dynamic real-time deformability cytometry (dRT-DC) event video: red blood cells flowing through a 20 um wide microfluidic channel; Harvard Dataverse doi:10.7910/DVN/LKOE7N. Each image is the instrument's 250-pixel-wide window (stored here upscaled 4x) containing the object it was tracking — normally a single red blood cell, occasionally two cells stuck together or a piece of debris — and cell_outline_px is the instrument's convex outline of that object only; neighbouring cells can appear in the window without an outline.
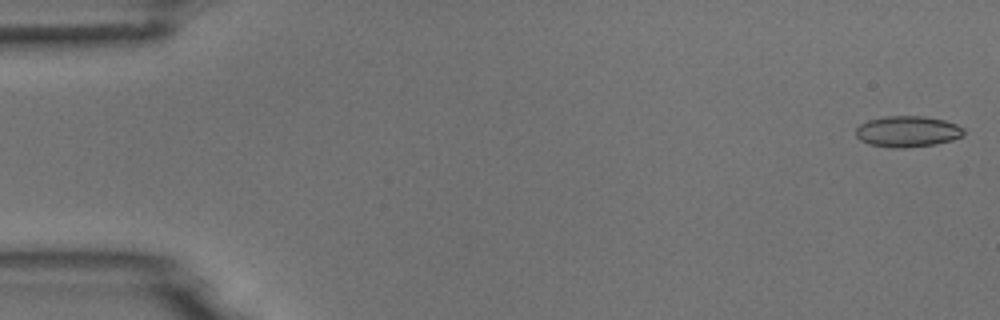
{"species": "common noctule bat (a hibernating species)", "species_latin": "Nyctalus noctula", "temperature_condition": "room temperature", "stored_images_in_passage": 53, "camera_frame_rate_fps": 3000, "um_per_image_px": 0.085, "animal": {"sex": "male", "body_mass_g": 18.8}, "frame": {"image": 1, "passage_image": 1, "time_ms": 0.0, "image_size_px": [1000, 320], "cell_outline_px": [[964, 136], [952, 140], [936, 144], [904, 148], [892, 148], [868, 144], [860, 140], [856, 136], [856, 128], [860, 124], [868, 120], [884, 116], [924, 116], [944, 120], [956, 124], [964, 128]], "centroid_in_image_um": [77.14, 11.18], "position_along_channel_um": 7.9, "area_um2": 19.71}}
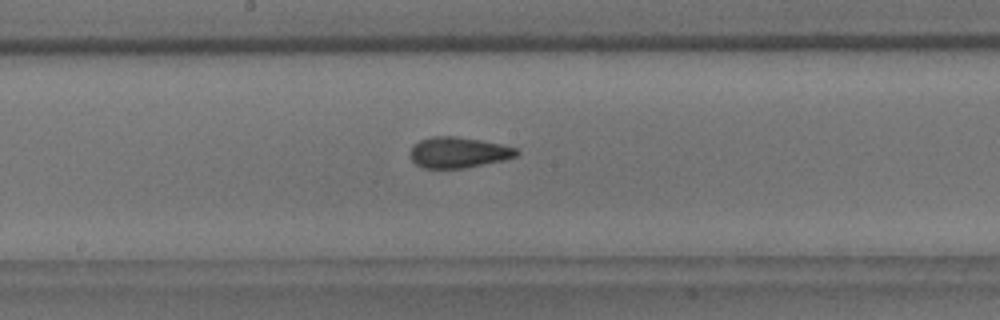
{"frame": {"image": 2, "passage_image": 28, "time_ms": 9.0, "image_size_px": [1000, 320], "cell_outline_px": [[520, 152], [516, 156], [504, 160], [464, 168], [424, 168], [416, 164], [412, 160], [412, 148], [420, 140], [432, 136], [456, 136], [480, 140], [500, 144], [516, 148]], "centroid_in_image_um": [38.99, 12.96], "position_along_channel_um": 209.2, "area_um2": 18.84}}
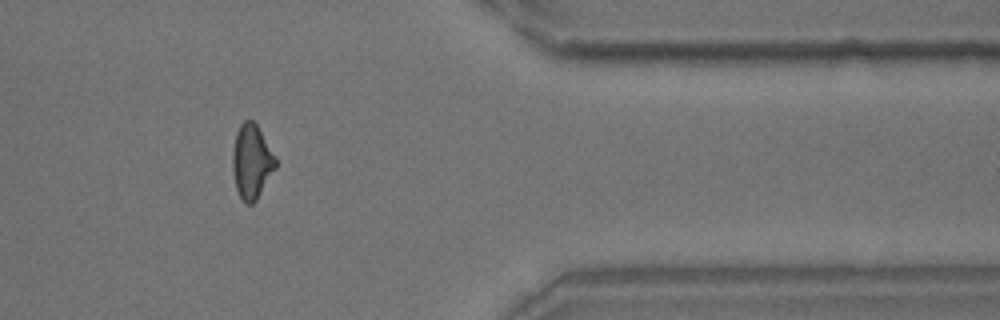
{"frame": {"image": 3, "passage_image": 44, "time_ms": 14.333, "image_size_px": [1000, 320], "cell_outline_px": [[276, 168], [256, 200], [252, 204], [244, 204], [236, 188], [232, 172], [232, 152], [236, 132], [240, 124], [244, 120], [252, 120], [256, 124], [276, 156]], "centroid_in_image_um": [21.38, 13.74], "position_along_channel_um": 390.0, "area_um2": 18.73}, "authors_computed_cell_mechanics": {"area_um2": 19.074, "velocity_mm_per_s": 3.7729, "shape_relaxation_time_tau1_ms": 10.6096, "shape_relaxation_time_tau2_ms": 1.5901, "deformation_change_tau1": 0.1621, "deformation_change_tau2": 0.0689}}